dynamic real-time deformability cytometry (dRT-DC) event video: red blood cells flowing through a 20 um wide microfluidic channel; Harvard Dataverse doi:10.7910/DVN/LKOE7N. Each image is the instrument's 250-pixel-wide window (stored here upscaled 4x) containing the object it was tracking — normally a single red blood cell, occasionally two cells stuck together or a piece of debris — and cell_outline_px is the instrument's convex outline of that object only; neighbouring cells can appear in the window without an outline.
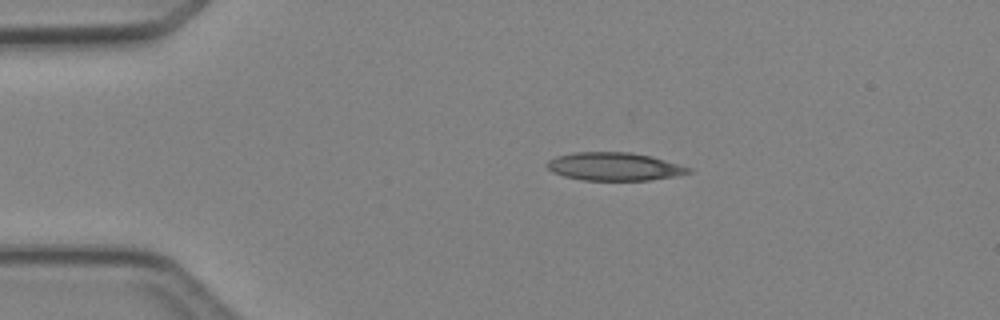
{"species": "Egyptian fruit bat (a non-hibernating species)", "species_latin": "Rousettus aegyptiacus", "temperature_condition": "cold", "stored_images_in_passage": 3, "camera_frame_rate_fps": 3000, "um_per_image_px": 0.085, "animal": {"sex": "female"}, "frame": {"image": 1, "passage_image": 2, "time_ms": 1.0, "image_size_px": [1000, 320], "cell_outline_px": [[692, 172], [676, 176], [648, 180], [584, 180], [564, 176], [552, 172], [544, 164], [548, 160], [556, 156], [576, 152], [628, 152], [652, 156], [692, 168]], "centroid_in_image_um": [52.2, 14.15], "position_along_channel_um": 32.8, "area_um2": 23.18}}